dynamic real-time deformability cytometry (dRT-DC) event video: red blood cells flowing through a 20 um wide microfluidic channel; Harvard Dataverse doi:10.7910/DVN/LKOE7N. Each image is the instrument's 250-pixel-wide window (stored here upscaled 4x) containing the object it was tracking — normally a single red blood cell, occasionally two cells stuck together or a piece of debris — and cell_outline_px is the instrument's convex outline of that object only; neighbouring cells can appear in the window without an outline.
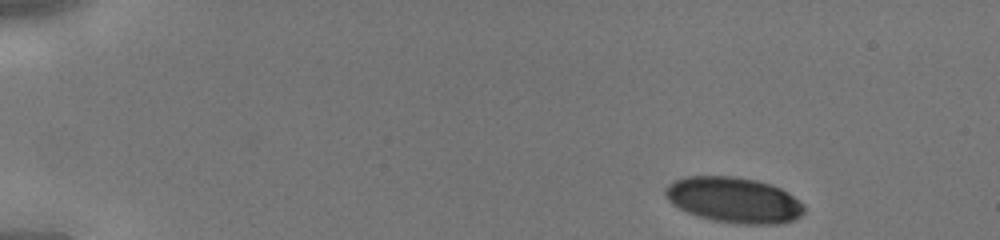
{"species": "human", "species_latin": "Homo sapiens", "temperature_condition": "cold", "stored_images_in_passage": 39, "camera_frame_rate_fps": 3000, "um_per_image_px": 0.085, "donor": {"sex": "male"}, "frame": {"image": 1, "passage_image": 1, "time_ms": 0.0, "image_size_px": [1000, 240], "cell_outline_px": [[804, 212], [800, 216], [792, 220], [780, 224], [736, 224], [696, 216], [672, 204], [668, 200], [664, 192], [664, 188], [672, 180], [688, 176], [732, 176], [756, 180], [772, 184], [788, 192], [804, 204]], "centroid_in_image_um": [62.37, 16.99], "position_along_channel_um": 22.6, "area_um2": 37.05}}
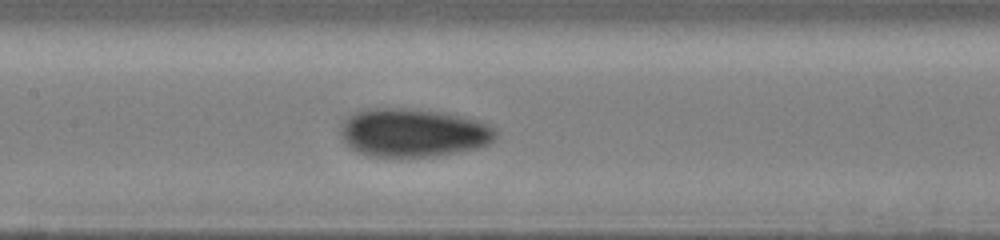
{"frame": {"image": 2, "passage_image": 18, "time_ms": 5.667, "image_size_px": [1000, 240], "cell_outline_px": [[496, 140], [492, 144], [480, 148], [436, 156], [368, 156], [356, 152], [344, 144], [340, 136], [340, 124], [348, 116], [356, 112], [368, 108], [408, 108], [440, 112], [460, 116], [492, 124], [496, 128]], "centroid_in_image_um": [35.12, 11.28], "position_along_channel_um": 172.3, "area_um2": 44.39}}
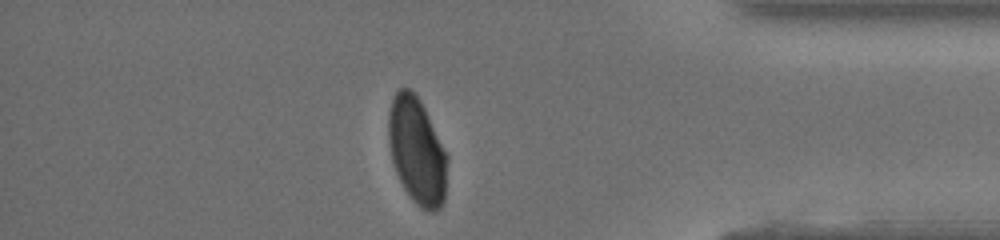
{"frame": {"image": 3, "passage_image": 34, "time_ms": 11.0, "image_size_px": [1000, 240], "cell_outline_px": [[448, 156], [444, 200], [440, 208], [432, 212], [428, 212], [420, 208], [412, 200], [404, 188], [396, 172], [392, 160], [388, 140], [388, 112], [392, 100], [396, 92], [400, 88], [408, 88], [420, 100]], "centroid_in_image_um": [35.43, 12.86], "position_along_channel_um": 399.8, "area_um2": 36.41}}